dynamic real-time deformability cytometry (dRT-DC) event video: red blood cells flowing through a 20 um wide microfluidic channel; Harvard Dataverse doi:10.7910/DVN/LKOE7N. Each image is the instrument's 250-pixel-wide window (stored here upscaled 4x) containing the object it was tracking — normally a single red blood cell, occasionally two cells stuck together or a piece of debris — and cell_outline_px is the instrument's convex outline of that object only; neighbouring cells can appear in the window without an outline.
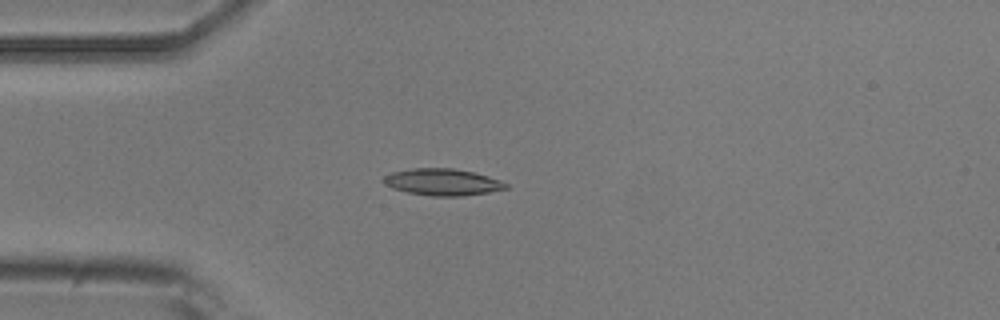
{"species": "common noctule bat (a hibernating species)", "species_latin": "Nyctalus noctula", "temperature_condition": "room temperature", "stored_images_in_passage": 6, "camera_frame_rate_fps": 3000, "um_per_image_px": 0.085, "animal": {"sex": "male", "body_mass_g": 20.5, "forearm_length_mm": 52.5}, "frame": {"image": 1, "passage_image": 3, "time_ms": 3.333, "image_size_px": [1000, 320], "cell_outline_px": [[508, 188], [488, 192], [464, 196], [432, 196], [408, 192], [392, 188], [384, 184], [380, 180], [384, 176], [392, 172], [412, 168], [452, 168], [472, 172], [488, 176], [508, 184]], "centroid_in_image_um": [37.57, 15.47], "position_along_channel_um": 47.4, "area_um2": 19.02}}
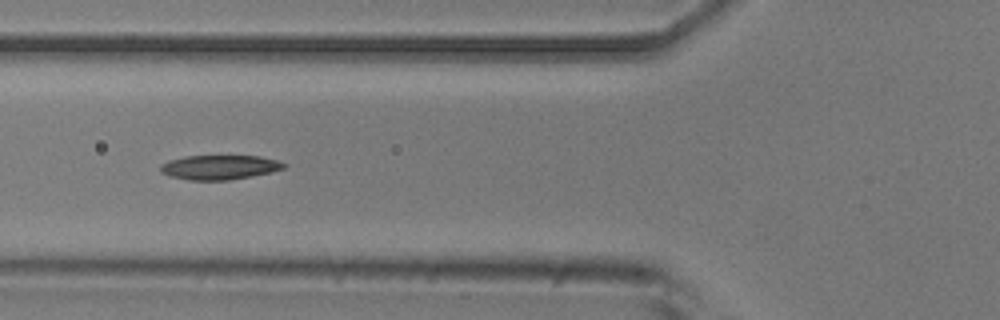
{"frame": {"image": 2, "passage_image": 5, "time_ms": 5.333, "image_size_px": [1000, 320], "cell_outline_px": [[288, 164], [284, 168], [272, 172], [228, 180], [188, 180], [168, 176], [160, 172], [160, 164], [168, 160], [184, 156], [260, 156], [276, 160]], "centroid_in_image_um": [18.62, 14.22], "position_along_channel_um": 107.2, "area_um2": 17.69}}
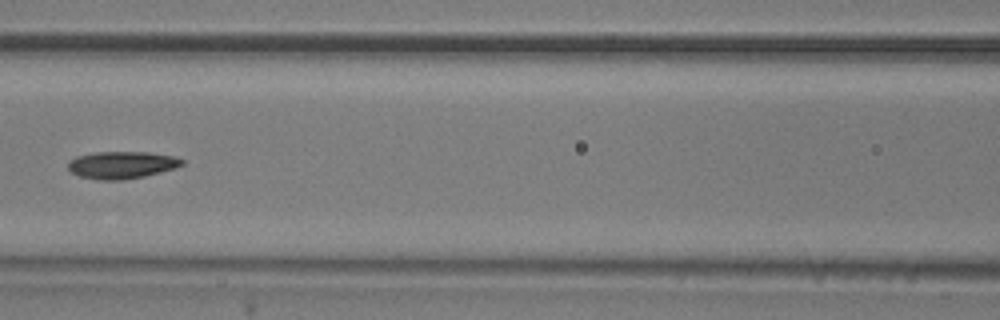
{"frame": {"image": 3, "passage_image": 6, "time_ms": 6.667, "image_size_px": [1000, 320], "cell_outline_px": [[184, 164], [176, 168], [144, 176], [124, 180], [96, 180], [80, 176], [72, 172], [68, 168], [68, 160], [76, 156], [96, 152], [148, 152], [172, 156], [184, 160]], "centroid_in_image_um": [10.33, 14.02], "position_along_channel_um": 156.3, "area_um2": 18.15}}